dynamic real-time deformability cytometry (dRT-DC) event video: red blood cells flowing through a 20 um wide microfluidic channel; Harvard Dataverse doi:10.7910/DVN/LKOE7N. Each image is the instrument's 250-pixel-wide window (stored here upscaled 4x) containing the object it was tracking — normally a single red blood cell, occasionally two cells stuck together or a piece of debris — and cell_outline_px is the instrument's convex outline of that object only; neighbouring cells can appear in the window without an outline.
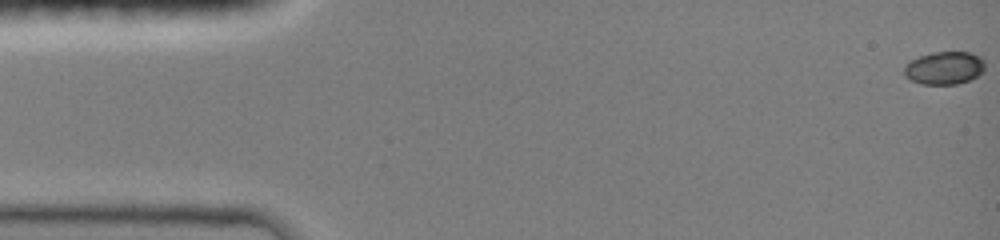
{"species": "common noctule bat (a hibernating species)", "species_latin": "Nyctalus noctula", "temperature_condition": "room temperature", "stored_images_in_passage": 57, "camera_frame_rate_fps": 3000, "um_per_image_px": 0.085, "animal": {"sex": "female", "body_mass_g": 19.0, "forearm_length_mm": 51.5}, "frame": {"image": 1, "passage_image": 1, "time_ms": 0.0, "image_size_px": [1000, 240], "cell_outline_px": [[984, 72], [968, 80], [956, 84], [920, 84], [904, 76], [904, 68], [912, 60], [920, 56], [936, 52], [968, 52], [980, 56], [984, 60]], "centroid_in_image_um": [80.29, 5.78], "position_along_channel_um": 4.7, "area_um2": 15.32}}
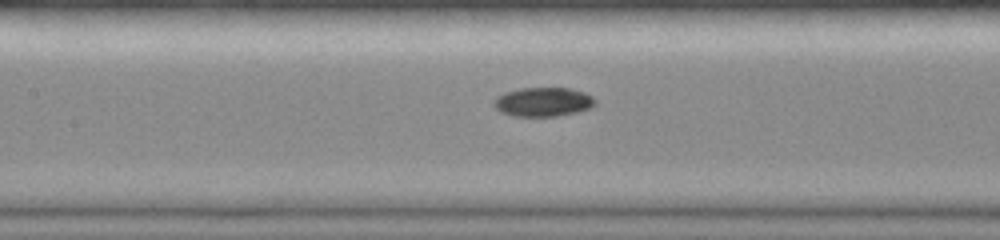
{"frame": {"image": 2, "passage_image": 21, "time_ms": 7.0, "image_size_px": [1000, 240], "cell_outline_px": [[596, 104], [588, 108], [576, 112], [556, 116], [516, 116], [500, 112], [492, 104], [500, 96], [508, 92], [520, 88], [568, 88], [584, 92], [592, 96], [596, 100]], "centroid_in_image_um": [46.2, 8.66], "position_along_channel_um": 161.2, "area_um2": 16.88}}
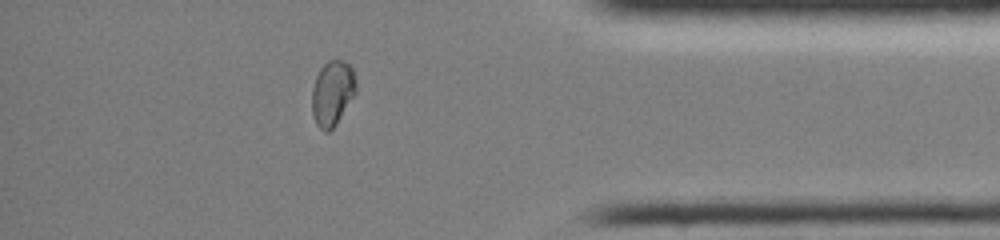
{"frame": {"image": 3, "passage_image": 48, "time_ms": 13.333, "image_size_px": [1000, 240], "cell_outline_px": [[356, 92], [336, 124], [328, 132], [324, 132], [316, 124], [312, 116], [312, 88], [316, 76], [320, 68], [328, 60], [344, 60], [352, 68], [356, 80]], "centroid_in_image_um": [28.24, 7.91], "position_along_channel_um": 407.0, "area_um2": 16.76}, "authors_computed_cell_mechanics": {"area_um2": 16.3574, "velocity_mm_per_s": 4.1236, "shape_relaxation_time_tau1_ms": 8.0155, "shape_relaxation_time_tau2_ms": null, "deformation_change_tau1": 0.2092, "deformation_change_tau2": null}}